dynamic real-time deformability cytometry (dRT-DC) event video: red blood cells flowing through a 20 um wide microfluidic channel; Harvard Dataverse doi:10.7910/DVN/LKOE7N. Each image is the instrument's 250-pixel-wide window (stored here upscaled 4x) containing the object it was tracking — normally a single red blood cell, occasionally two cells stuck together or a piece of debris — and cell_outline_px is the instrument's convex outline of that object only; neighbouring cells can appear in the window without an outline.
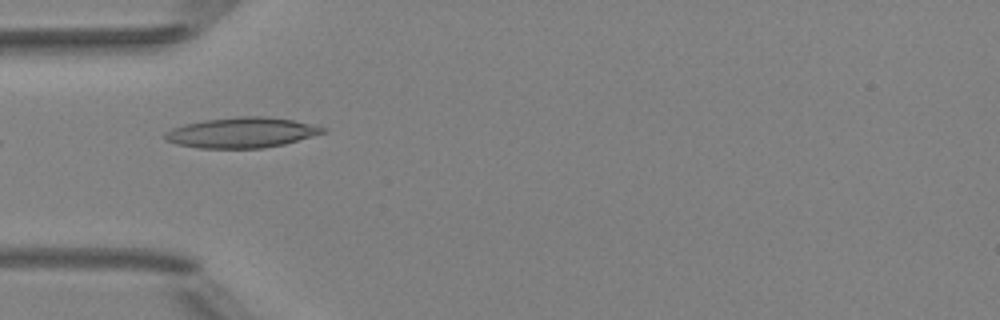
{"species": "Egyptian fruit bat (a non-hibernating species)", "species_latin": "Rousettus aegyptiacus", "temperature_condition": "room temperature", "stored_images_in_passage": 8, "camera_frame_rate_fps": 3000, "um_per_image_px": 0.085, "animal": {"sex": "female"}, "frame": {"image": 1, "passage_image": 4, "time_ms": 4.333, "image_size_px": [1000, 320], "cell_outline_px": [[328, 132], [284, 144], [264, 148], [200, 148], [176, 144], [164, 140], [164, 132], [172, 128], [184, 124], [204, 120], [236, 116], [264, 116], [292, 120], [328, 128]], "centroid_in_image_um": [20.54, 11.27], "position_along_channel_um": 64.5, "area_um2": 28.09}}
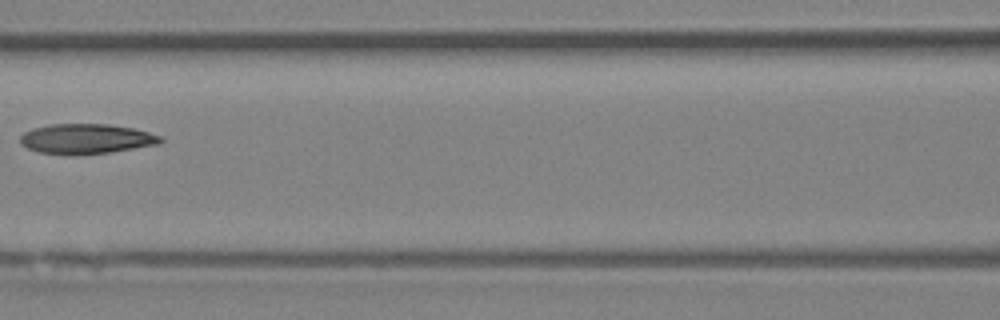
{"frame": {"image": 2, "passage_image": 6, "time_ms": 6.667, "image_size_px": [1000, 320], "cell_outline_px": [[164, 140], [160, 144], [108, 152], [80, 156], [76, 156], [40, 152], [28, 148], [20, 144], [20, 136], [24, 132], [32, 128], [48, 124], [108, 124], [132, 128], [148, 132], [160, 136]], "centroid_in_image_um": [7.3, 11.81], "position_along_channel_um": 159.3, "area_um2": 24.68}}
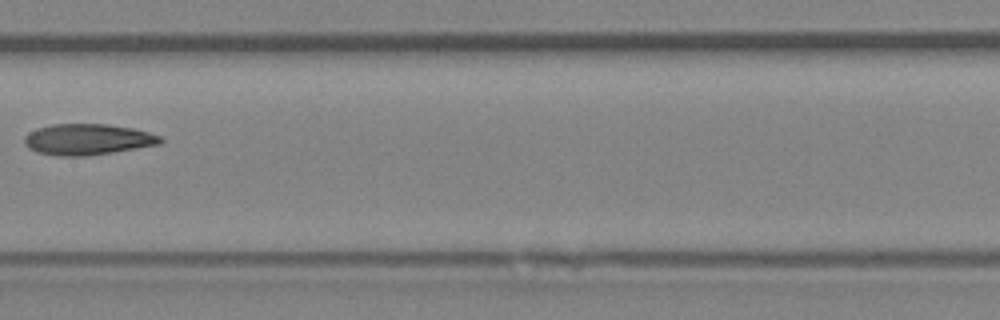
{"frame": {"image": 3, "passage_image": 7, "time_ms": 7.667, "image_size_px": [1000, 320], "cell_outline_px": [[164, 140], [160, 144], [88, 156], [56, 156], [36, 152], [28, 148], [24, 144], [24, 136], [36, 128], [52, 124], [108, 124], [132, 128], [148, 132], [160, 136]], "centroid_in_image_um": [7.41, 11.85], "position_along_channel_um": 200.0, "area_um2": 24.68}}